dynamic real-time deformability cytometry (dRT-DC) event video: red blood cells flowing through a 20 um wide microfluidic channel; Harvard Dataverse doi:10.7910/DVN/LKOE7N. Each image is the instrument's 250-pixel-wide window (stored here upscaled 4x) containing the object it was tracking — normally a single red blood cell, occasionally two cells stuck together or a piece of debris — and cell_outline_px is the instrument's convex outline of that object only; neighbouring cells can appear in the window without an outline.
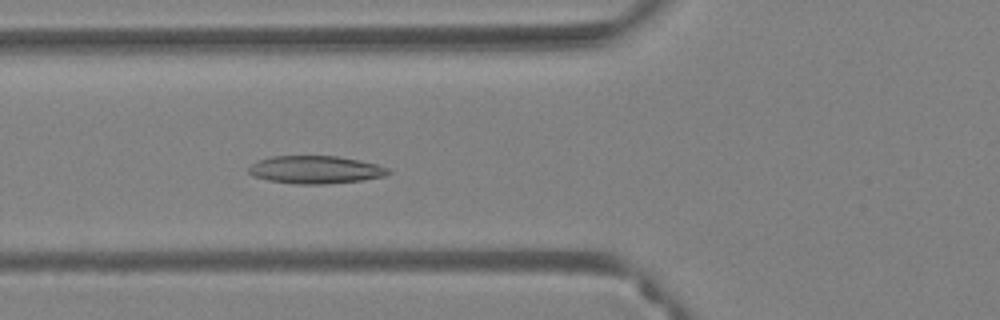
{"species": "Egyptian fruit bat (a non-hibernating species)", "species_latin": "Rousettus aegyptiacus", "temperature_condition": "warm", "stored_images_in_passage": 54, "camera_frame_rate_fps": 3000, "um_per_image_px": 0.085, "animal": {"sex": "female"}, "frame": {"image": 1, "passage_image": 21, "time_ms": 6.667, "image_size_px": [1000, 320], "cell_outline_px": [[392, 172], [384, 176], [364, 180], [324, 184], [296, 184], [268, 180], [252, 176], [248, 172], [248, 168], [252, 164], [260, 160], [272, 156], [336, 156], [360, 160], [376, 164], [388, 168]], "centroid_in_image_um": [26.82, 14.43], "position_along_channel_um": 99.0, "area_um2": 22.6}}
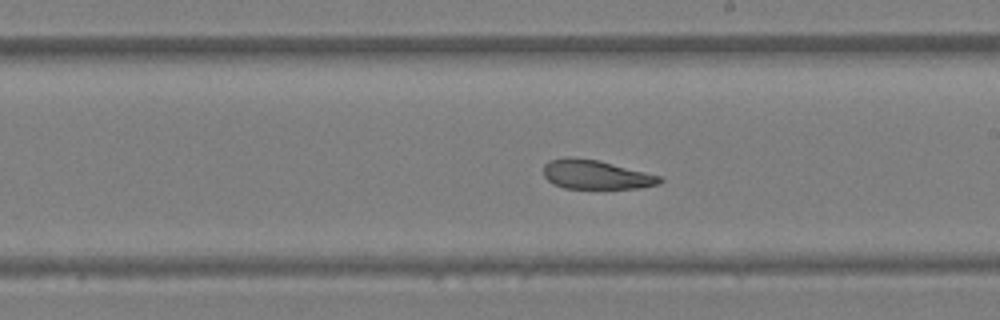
{"frame": {"image": 2, "passage_image": 32, "time_ms": 10.333, "image_size_px": [1000, 320], "cell_outline_px": [[664, 180], [660, 184], [640, 188], [564, 188], [552, 184], [544, 176], [544, 164], [548, 160], [568, 156], [600, 160], [660, 176]], "centroid_in_image_um": [50.63, 14.83], "position_along_channel_um": 238.4, "area_um2": 19.88}}
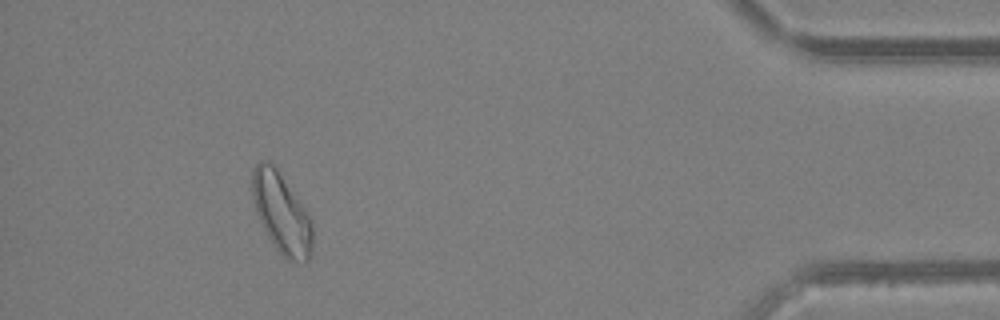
{"frame": {"image": 3, "passage_image": 50, "time_ms": 16.333, "image_size_px": [1000, 320], "cell_outline_px": [[312, 252], [308, 260], [304, 264], [292, 260], [284, 256], [276, 248], [268, 236], [256, 212], [252, 196], [252, 168], [260, 160], [268, 160], [276, 168], [304, 208], [312, 224]], "centroid_in_image_um": [23.91, 18.12], "position_along_channel_um": 411.3, "area_um2": 27.74}, "authors_computed_cell_mechanics": {"area_um2": 24.3627, "velocity_mm_per_s": 3.8033, "shape_relaxation_time_tau1_ms": 5.8101, "shape_relaxation_time_tau2_ms": 2.5767, "deformation_change_tau1": 0.1464, "deformation_change_tau2": 0.11}}